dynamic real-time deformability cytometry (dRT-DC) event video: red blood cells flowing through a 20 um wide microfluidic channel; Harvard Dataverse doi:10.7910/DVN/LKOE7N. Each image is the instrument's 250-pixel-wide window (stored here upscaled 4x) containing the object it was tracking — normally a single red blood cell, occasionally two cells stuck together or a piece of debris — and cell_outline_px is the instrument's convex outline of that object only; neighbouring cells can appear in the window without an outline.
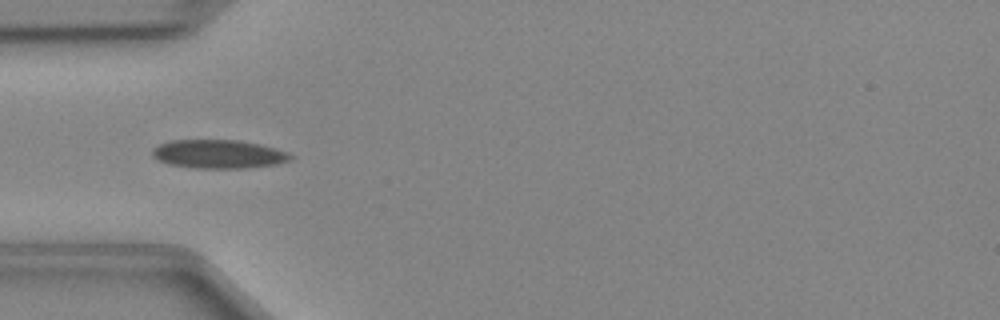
{"species": "Egyptian fruit bat (a non-hibernating species)", "species_latin": "Rousettus aegyptiacus", "temperature_condition": "cold", "stored_images_in_passage": 28, "camera_frame_rate_fps": 3000, "um_per_image_px": 0.085, "animal": {"sex": "female"}, "frame": {"image": 1, "passage_image": 4, "time_ms": 1.0, "image_size_px": [1000, 320], "cell_outline_px": [[296, 156], [292, 160], [276, 164], [244, 168], [192, 168], [168, 164], [152, 156], [152, 148], [160, 144], [172, 140], [240, 140], [260, 144], [276, 148], [288, 152]], "centroid_in_image_um": [18.62, 13.09], "position_along_channel_um": 66.4, "area_um2": 23.24}}
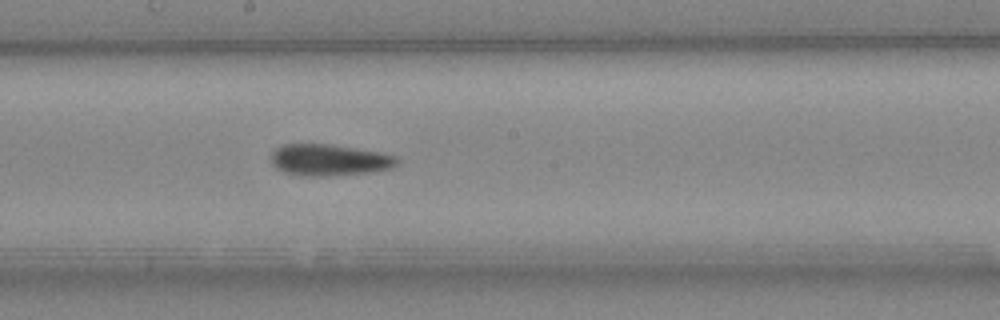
{"frame": {"image": 2, "passage_image": 15, "time_ms": 4.667, "image_size_px": [1000, 320], "cell_outline_px": [[400, 164], [392, 168], [372, 172], [320, 176], [304, 176], [284, 172], [276, 168], [272, 164], [272, 152], [276, 148], [284, 144], [332, 144], [384, 152], [396, 156], [400, 160]], "centroid_in_image_um": [28.05, 13.59], "position_along_channel_um": 220.1, "area_um2": 23.41}}
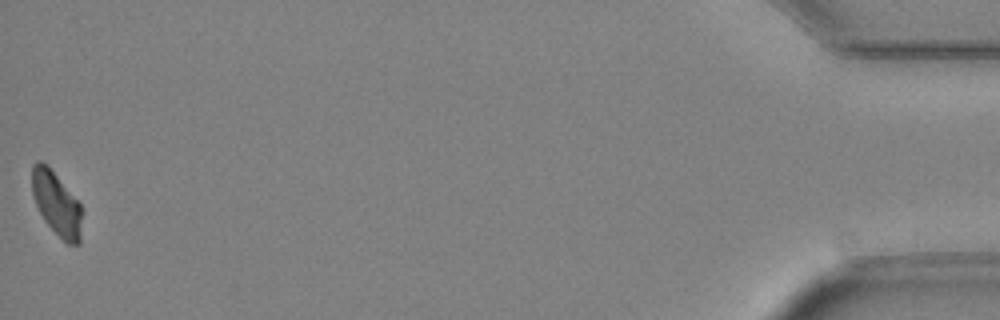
{"frame": {"image": 3, "passage_image": 28, "time_ms": 9.0, "image_size_px": [1000, 320], "cell_outline_px": [[80, 244], [68, 244], [44, 220], [36, 204], [32, 192], [32, 164], [36, 160], [40, 160], [48, 164], [80, 204]], "centroid_in_image_um": [4.77, 17.24], "position_along_channel_um": 430.4, "area_um2": 18.15}}